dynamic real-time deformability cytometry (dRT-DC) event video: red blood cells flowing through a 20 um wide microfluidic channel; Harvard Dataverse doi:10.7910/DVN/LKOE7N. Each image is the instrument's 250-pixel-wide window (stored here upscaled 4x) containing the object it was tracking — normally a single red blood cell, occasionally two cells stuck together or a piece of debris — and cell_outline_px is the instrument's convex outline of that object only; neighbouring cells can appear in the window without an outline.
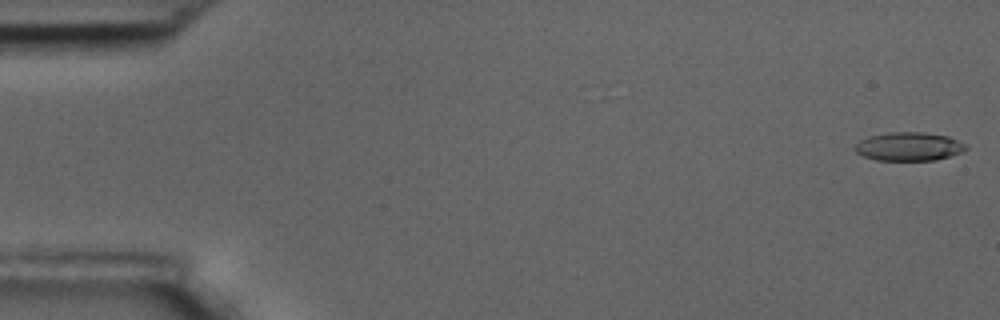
{"species": "common noctule bat (a hibernating species)", "species_latin": "Nyctalus noctula", "temperature_condition": "room temperature", "stored_images_in_passage": 6, "camera_frame_rate_fps": 3000, "um_per_image_px": 0.085, "animal": {"sex": "male", "body_mass_g": 17.5, "forearm_length_mm": 52.3}, "frame": {"image": 1, "passage_image": 1, "time_ms": 0.0, "image_size_px": [1000, 320], "cell_outline_px": [[968, 148], [964, 152], [936, 160], [876, 160], [864, 156], [856, 152], [856, 144], [860, 140], [868, 136], [888, 132], [924, 132], [948, 136], [968, 144]], "centroid_in_image_um": [77.31, 12.45], "position_along_channel_um": 7.7, "area_um2": 18.61}}
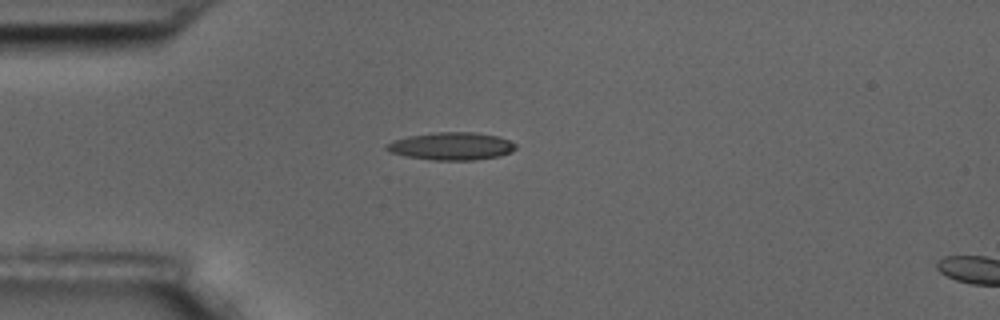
{"frame": {"image": 2, "passage_image": 5, "time_ms": 1.333, "image_size_px": [1000, 320], "cell_outline_px": [[516, 148], [512, 152], [500, 156], [476, 160], [432, 160], [404, 156], [388, 152], [384, 148], [392, 140], [408, 136], [436, 132], [476, 132], [496, 136], [508, 140], [516, 144]], "centroid_in_image_um": [38.36, 12.43], "position_along_channel_um": 46.6, "area_um2": 20.98}}